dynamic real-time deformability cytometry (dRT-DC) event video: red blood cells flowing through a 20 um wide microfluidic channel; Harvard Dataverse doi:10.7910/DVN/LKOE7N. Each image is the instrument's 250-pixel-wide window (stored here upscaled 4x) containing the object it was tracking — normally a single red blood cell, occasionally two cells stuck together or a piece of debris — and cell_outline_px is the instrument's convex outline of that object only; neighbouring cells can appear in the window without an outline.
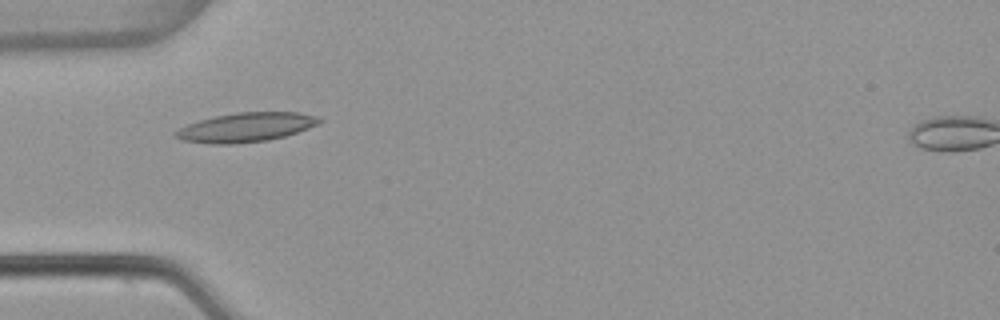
{"species": "common noctule bat (a hibernating species)", "species_latin": "Nyctalus noctula", "temperature_condition": "warm", "stored_images_in_passage": 6, "camera_frame_rate_fps": 3000, "um_per_image_px": 0.085, "animal": {"sex": "female", "body_mass_g": 22.7, "forearm_length_mm": 54.2}, "frame": {"image": 1, "passage_image": 4, "time_ms": 1.0, "image_size_px": [1000, 320], "cell_outline_px": [[324, 120], [308, 128], [284, 136], [268, 140], [232, 144], [208, 144], [180, 140], [172, 136], [172, 132], [188, 124], [200, 120], [216, 116], [236, 112], [296, 112], [312, 116]], "centroid_in_image_um": [20.81, 10.83], "position_along_channel_um": 64.2, "area_um2": 24.33}}
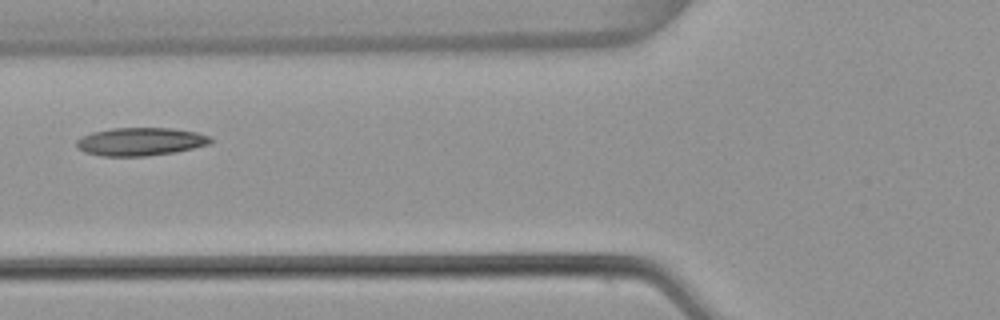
{"frame": {"image": 2, "passage_image": 5, "time_ms": 1.333, "image_size_px": [1000, 320], "cell_outline_px": [[212, 140], [208, 144], [176, 152], [144, 156], [104, 156], [84, 152], [76, 148], [76, 140], [80, 136], [92, 132], [112, 128], [172, 128], [196, 132], [212, 136]], "centroid_in_image_um": [11.9, 12.03], "position_along_channel_um": 113.9, "area_um2": 22.02}}
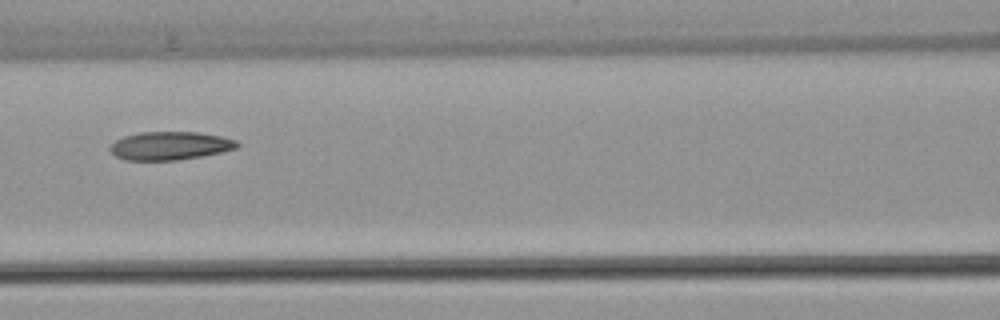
{"frame": {"image": 3, "passage_image": 6, "time_ms": 1.667, "image_size_px": [1000, 320], "cell_outline_px": [[240, 144], [236, 148], [220, 152], [200, 156], [176, 160], [124, 160], [116, 156], [108, 148], [116, 140], [124, 136], [140, 132], [196, 132], [220, 136], [236, 140]], "centroid_in_image_um": [14.42, 12.38], "position_along_channel_um": 152.2, "area_um2": 20.75}}